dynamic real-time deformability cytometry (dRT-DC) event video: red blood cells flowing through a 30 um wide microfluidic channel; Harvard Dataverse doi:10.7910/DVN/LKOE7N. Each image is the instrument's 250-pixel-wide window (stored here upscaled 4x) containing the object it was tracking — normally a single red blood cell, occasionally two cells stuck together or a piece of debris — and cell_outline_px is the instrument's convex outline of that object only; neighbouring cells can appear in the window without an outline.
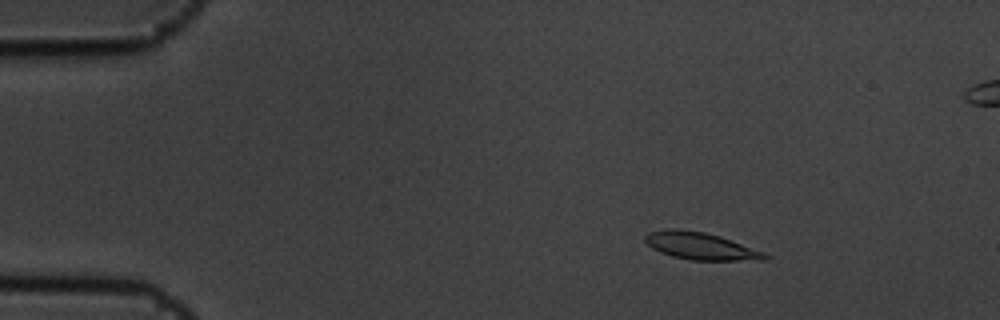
{"species": "common noctule bat (a hibernating species)", "species_latin": "Nyctalus noctula", "temperature_condition": "cold", "stored_images_in_passage": 58, "segment_of_instrument_passage": [1, 2], "camera_frame_rate_fps": 3000, "um_per_image_px": 0.085, "animal": {"sex": "male", "body_mass_g": 19.5, "forearm_length_mm": 54.6}, "frame": {"image": 1, "passage_image": 9, "time_ms": 2.667, "image_size_px": [1000, 320], "cell_outline_px": [[772, 256], [768, 260], [692, 260], [672, 256], [660, 252], [652, 248], [644, 240], [644, 236], [648, 232], [668, 228], [676, 228], [704, 232], [720, 236], [764, 252]], "centroid_in_image_um": [59.55, 20.91], "position_along_channel_um": 25.4, "area_um2": 19.07}}
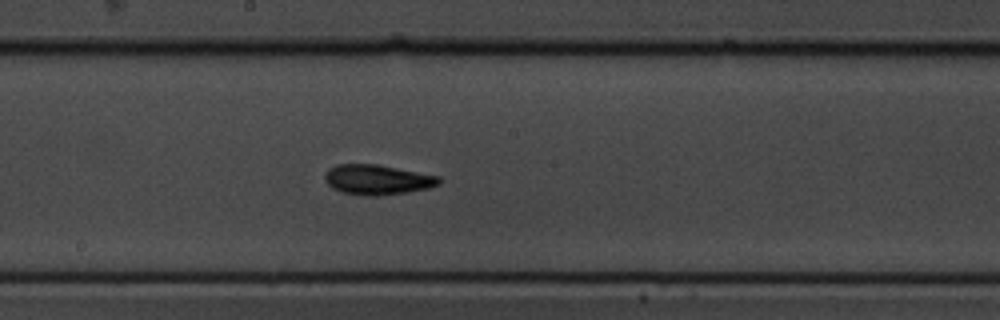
{"frame": {"image": 2, "passage_image": 31, "time_ms": 10.0, "image_size_px": [1000, 320], "cell_outline_px": [[440, 184], [428, 188], [408, 192], [380, 196], [364, 196], [340, 192], [332, 188], [324, 180], [324, 176], [328, 168], [336, 164], [376, 164], [440, 176]], "centroid_in_image_um": [32.04, 15.28], "position_along_channel_um": 216.2, "area_um2": 20.17}}
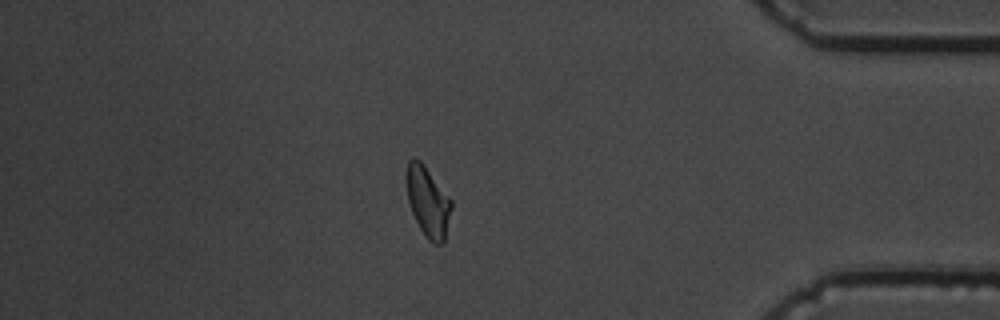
{"frame": {"image": 3, "passage_image": 49, "time_ms": 16.0, "image_size_px": [1000, 320], "cell_outline_px": [[452, 208], [444, 240], [440, 244], [432, 244], [424, 236], [412, 212], [408, 200], [404, 176], [408, 160], [412, 156], [416, 156], [420, 160], [452, 200]], "centroid_in_image_um": [36.34, 17.1], "position_along_channel_um": 398.9, "area_um2": 18.61}}